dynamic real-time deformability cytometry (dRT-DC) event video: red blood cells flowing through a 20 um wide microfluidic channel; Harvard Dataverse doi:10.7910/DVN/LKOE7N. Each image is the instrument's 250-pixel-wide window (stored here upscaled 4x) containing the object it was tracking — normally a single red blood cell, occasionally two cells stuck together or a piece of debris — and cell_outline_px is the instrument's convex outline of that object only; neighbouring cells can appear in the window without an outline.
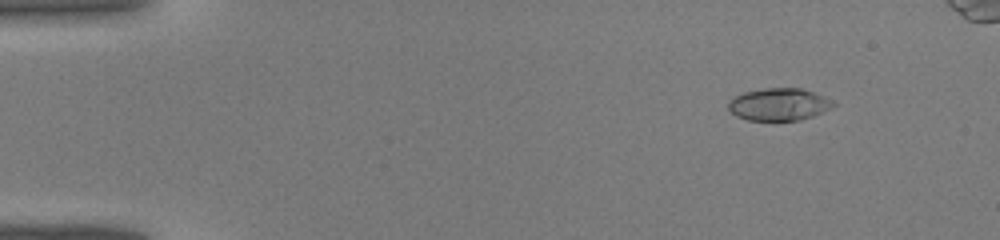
{"species": "common noctule bat (a hibernating species)", "species_latin": "Nyctalus noctula", "temperature_condition": "warm", "stored_images_in_passage": 6, "camera_frame_rate_fps": 3000, "um_per_image_px": 0.085, "animal": {"sex": "male", "body_mass_g": 19.0, "forearm_length_mm": 50.8}, "frame": {"image": 1, "passage_image": 1, "time_ms": 0.0, "image_size_px": [1000, 240], "cell_outline_px": [[836, 104], [832, 108], [812, 116], [800, 120], [776, 124], [748, 120], [736, 116], [728, 108], [728, 104], [736, 96], [744, 92], [764, 88], [800, 88], [824, 96], [832, 100]], "centroid_in_image_um": [66.21, 8.92], "position_along_channel_um": 18.8, "area_um2": 20.35}}